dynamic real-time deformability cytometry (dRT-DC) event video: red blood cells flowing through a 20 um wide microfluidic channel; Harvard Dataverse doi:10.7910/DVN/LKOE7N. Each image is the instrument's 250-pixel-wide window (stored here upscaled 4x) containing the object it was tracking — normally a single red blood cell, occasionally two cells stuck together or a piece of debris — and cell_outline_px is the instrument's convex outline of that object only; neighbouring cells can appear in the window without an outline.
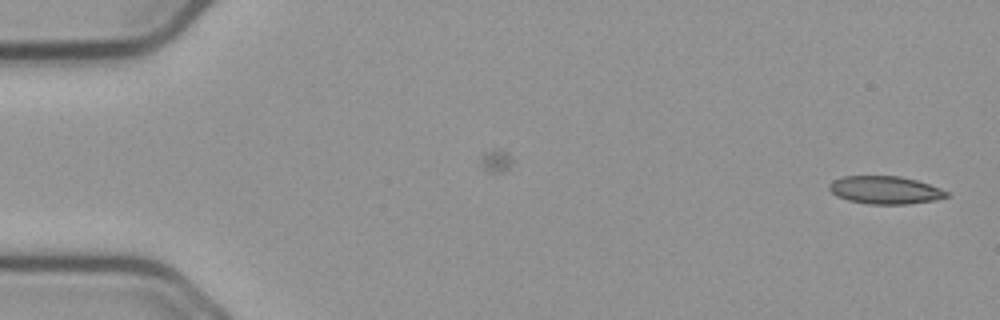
{"species": "common noctule bat (a hibernating species)", "species_latin": "Nyctalus noctula", "temperature_condition": "cold", "stored_images_in_passage": 47, "camera_frame_rate_fps": 3000, "um_per_image_px": 0.085, "animal": {"sex": "male", "body_mass_g": 23.1, "forearm_length_mm": 52.7}, "frame": {"image": 1, "passage_image": 1, "time_ms": 0.0, "image_size_px": [1000, 320], "cell_outline_px": [[948, 196], [936, 200], [908, 204], [868, 204], [848, 200], [836, 196], [828, 188], [828, 184], [832, 180], [844, 176], [900, 176], [916, 180], [940, 188], [948, 192]], "centroid_in_image_um": [75.21, 16.15], "position_along_channel_um": 9.8, "area_um2": 19.07}}
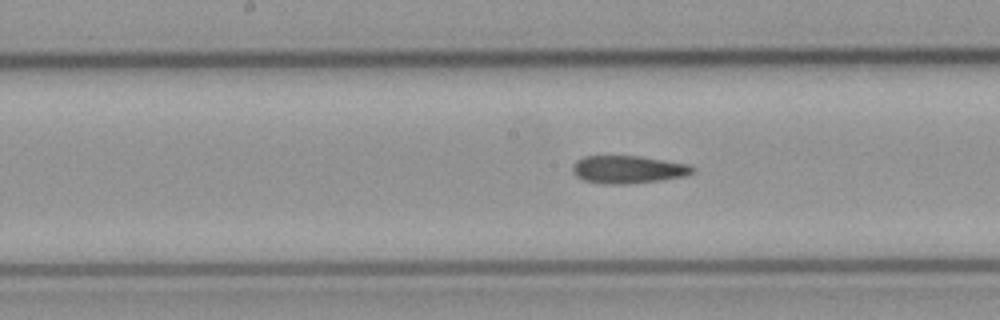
{"frame": {"image": 2, "passage_image": 27, "time_ms": 8.667, "image_size_px": [1000, 320], "cell_outline_px": [[696, 168], [692, 172], [684, 176], [656, 180], [624, 184], [604, 184], [584, 180], [576, 176], [572, 172], [572, 164], [576, 160], [584, 156], [640, 156], [688, 164]], "centroid_in_image_um": [53.33, 14.39], "position_along_channel_um": 194.9, "area_um2": 19.25}}
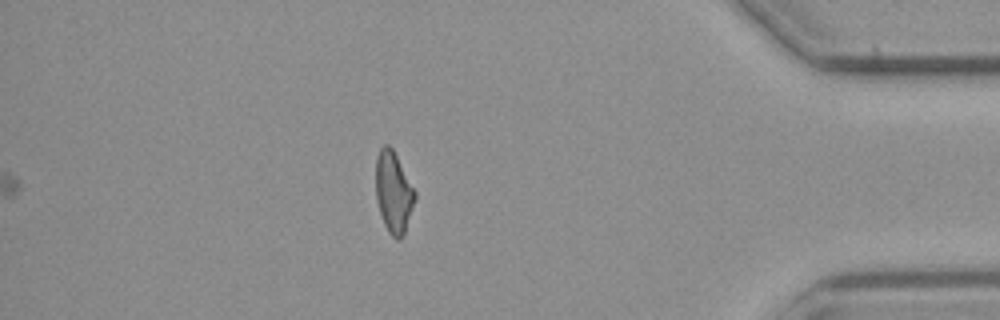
{"frame": {"image": 3, "passage_image": 47, "time_ms": 15.333, "image_size_px": [1000, 320], "cell_outline_px": [[416, 196], [404, 232], [400, 240], [396, 240], [388, 232], [384, 224], [376, 200], [376, 156], [380, 148], [384, 144], [388, 144], [392, 148], [416, 192]], "centroid_in_image_um": [33.43, 16.33], "position_along_channel_um": 401.8, "area_um2": 18.32}, "authors_computed_cell_mechanics": {"area_um2": 19.4208, "velocity_mm_per_s": 3.7356, "shape_relaxation_time_tau1_ms": 10.0527, "shape_relaxation_time_tau2_ms": 2.6922, "deformation_change_tau1": 0.2183, "deformation_change_tau2": 0.1179}}